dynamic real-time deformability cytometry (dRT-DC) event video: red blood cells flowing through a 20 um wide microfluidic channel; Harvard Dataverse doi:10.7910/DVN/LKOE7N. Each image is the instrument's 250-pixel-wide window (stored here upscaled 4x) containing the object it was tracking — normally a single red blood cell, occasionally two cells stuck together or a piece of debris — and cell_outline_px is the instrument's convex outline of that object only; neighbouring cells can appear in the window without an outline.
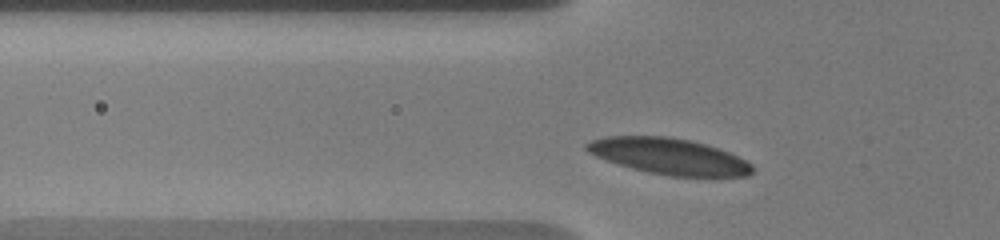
{"species": "human", "species_latin": "Homo sapiens", "temperature_condition": "warm", "stored_images_in_passage": 33, "camera_frame_rate_fps": 3000, "um_per_image_px": 0.085, "donor": {"sex": "male"}, "frame": {"image": 1, "passage_image": 3, "time_ms": 0.667, "image_size_px": [1000, 240], "cell_outline_px": [[752, 172], [748, 176], [672, 176], [648, 172], [632, 168], [596, 156], [588, 152], [584, 148], [584, 144], [592, 140], [604, 136], [668, 136], [688, 140], [704, 144], [728, 152], [752, 164]], "centroid_in_image_um": [56.83, 13.28], "position_along_channel_um": 69.0, "area_um2": 34.39}}
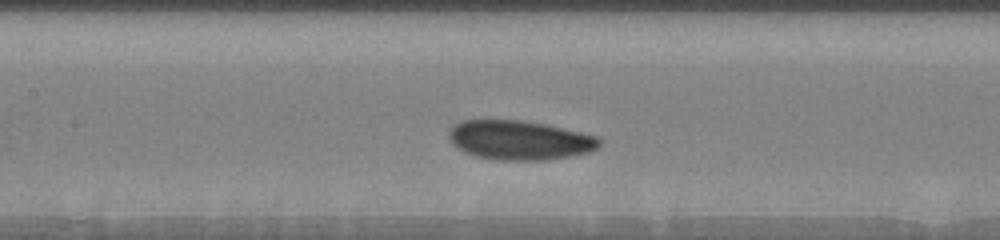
{"frame": {"image": 2, "passage_image": 11, "time_ms": 3.333, "image_size_px": [1000, 240], "cell_outline_px": [[600, 144], [592, 152], [548, 160], [500, 160], [476, 156], [464, 152], [452, 144], [448, 136], [448, 132], [460, 120], [524, 120], [544, 124], [580, 132], [596, 136], [600, 140]], "centroid_in_image_um": [44.15, 11.92], "position_along_channel_um": 163.2, "area_um2": 34.45}}
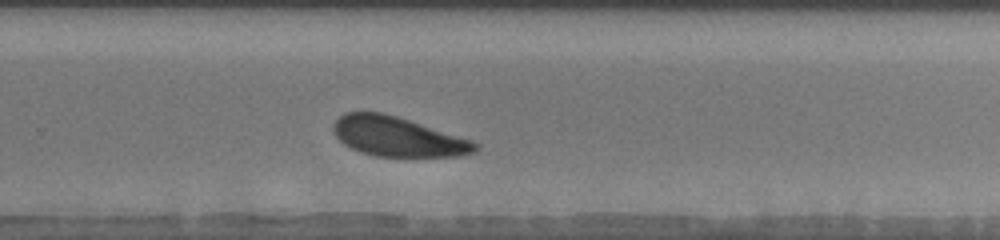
{"frame": {"image": 3, "passage_image": 22, "time_ms": 7.0, "image_size_px": [1000, 240], "cell_outline_px": [[480, 148], [472, 152], [460, 156], [376, 156], [360, 152], [344, 144], [336, 136], [332, 128], [332, 124], [344, 112], [380, 112], [396, 116], [472, 140], [480, 144]], "centroid_in_image_um": [33.79, 11.61], "position_along_channel_um": 296.0, "area_um2": 32.48}, "authors_computed_cell_mechanics": {"area_um2": 34.4488, "velocity_mm_per_s": 3.6352, "shape_relaxation_time_tau1_ms": 2.7321, "shape_relaxation_time_tau2_ms": 8.1156, "deformation_change_tau1": 0.0978, "deformation_change_tau2": 0.1446}}